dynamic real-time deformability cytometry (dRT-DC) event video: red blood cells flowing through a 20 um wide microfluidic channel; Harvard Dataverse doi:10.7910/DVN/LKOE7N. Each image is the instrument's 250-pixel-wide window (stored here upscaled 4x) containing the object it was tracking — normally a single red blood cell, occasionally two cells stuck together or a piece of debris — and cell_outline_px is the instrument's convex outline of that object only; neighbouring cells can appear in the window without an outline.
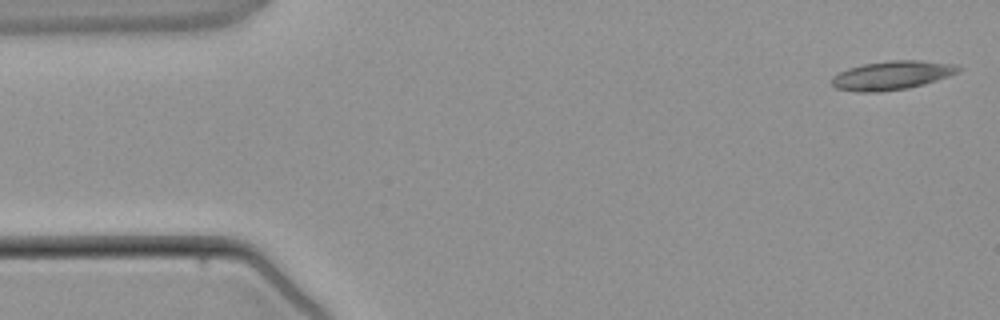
{"species": "common noctule bat (a hibernating species)", "species_latin": "Nyctalus noctula", "temperature_condition": "warm", "stored_images_in_passage": 5, "camera_frame_rate_fps": 3000, "um_per_image_px": 0.085, "animal": {"sex": "male", "body_mass_g": 21.5, "forearm_length_mm": 52.0}, "frame": {"image": 1, "passage_image": 1, "time_ms": 0.0, "image_size_px": [1000, 320], "cell_outline_px": [[964, 68], [960, 72], [924, 84], [908, 88], [880, 92], [856, 92], [836, 88], [832, 84], [832, 76], [848, 68], [864, 64], [888, 60], [920, 60], [956, 64]], "centroid_in_image_um": [75.85, 6.4], "position_along_channel_um": 9.2, "area_um2": 21.39}}